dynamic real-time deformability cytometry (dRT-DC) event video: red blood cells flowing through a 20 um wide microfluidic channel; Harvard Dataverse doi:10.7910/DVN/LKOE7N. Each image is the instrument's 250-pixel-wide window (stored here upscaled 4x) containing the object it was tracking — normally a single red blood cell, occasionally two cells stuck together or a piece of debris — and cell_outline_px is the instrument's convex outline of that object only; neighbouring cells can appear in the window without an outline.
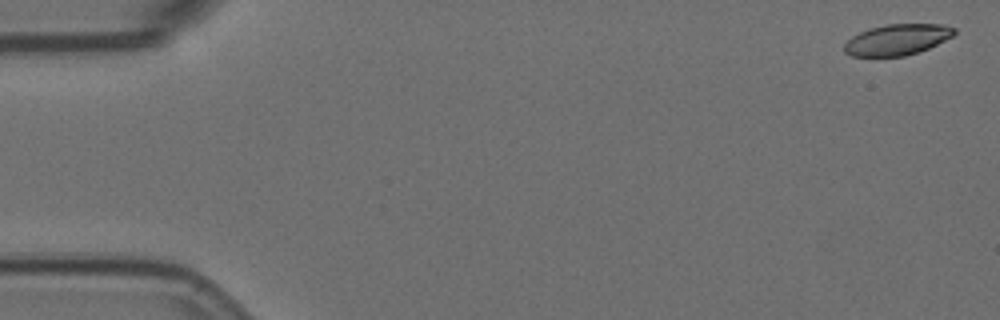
{"species": "Egyptian fruit bat (a non-hibernating species)", "species_latin": "Rousettus aegyptiacus", "temperature_condition": "room temperature", "stored_images_in_passage": 5, "camera_frame_rate_fps": 3000, "um_per_image_px": 0.085, "animal": {"sex": "female"}, "frame": {"image": 1, "passage_image": 1, "time_ms": 0.0, "image_size_px": [1000, 320], "cell_outline_px": [[956, 32], [952, 36], [928, 48], [904, 56], [852, 56], [844, 52], [844, 44], [852, 36], [868, 28], [888, 24], [944, 24], [956, 28]], "centroid_in_image_um": [76.25, 3.36], "position_along_channel_um": 8.8, "area_um2": 19.71}}
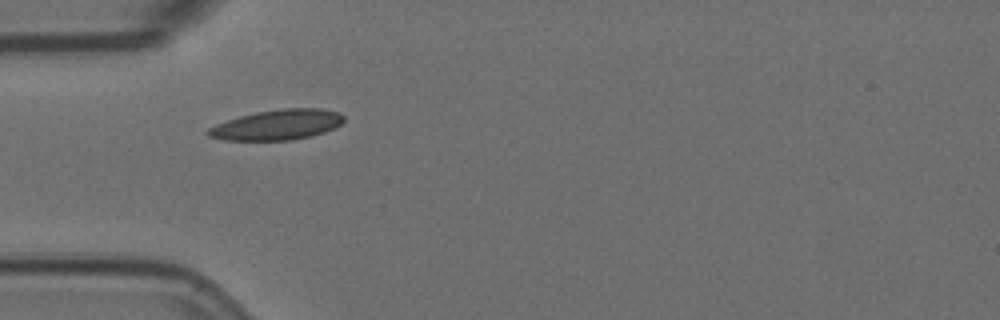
{"frame": {"image": 2, "passage_image": 4, "time_ms": 1.0, "image_size_px": [1000, 320], "cell_outline_px": [[344, 120], [340, 124], [324, 132], [312, 136], [292, 140], [224, 140], [208, 136], [204, 132], [208, 128], [216, 124], [240, 116], [256, 112], [284, 108], [320, 108], [340, 112], [344, 116]], "centroid_in_image_um": [23.56, 10.61], "position_along_channel_um": 61.4, "area_um2": 23.93}}
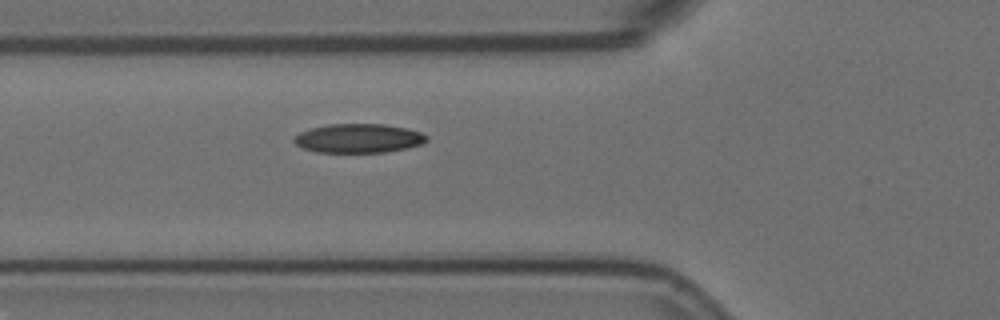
{"frame": {"image": 3, "passage_image": 5, "time_ms": 1.333, "image_size_px": [1000, 320], "cell_outline_px": [[428, 140], [420, 144], [408, 148], [384, 152], [316, 152], [304, 148], [296, 144], [292, 140], [300, 132], [312, 128], [328, 124], [384, 124], [408, 128], [420, 132], [428, 136]], "centroid_in_image_um": [30.5, 11.75], "position_along_channel_um": 95.3, "area_um2": 22.37}}